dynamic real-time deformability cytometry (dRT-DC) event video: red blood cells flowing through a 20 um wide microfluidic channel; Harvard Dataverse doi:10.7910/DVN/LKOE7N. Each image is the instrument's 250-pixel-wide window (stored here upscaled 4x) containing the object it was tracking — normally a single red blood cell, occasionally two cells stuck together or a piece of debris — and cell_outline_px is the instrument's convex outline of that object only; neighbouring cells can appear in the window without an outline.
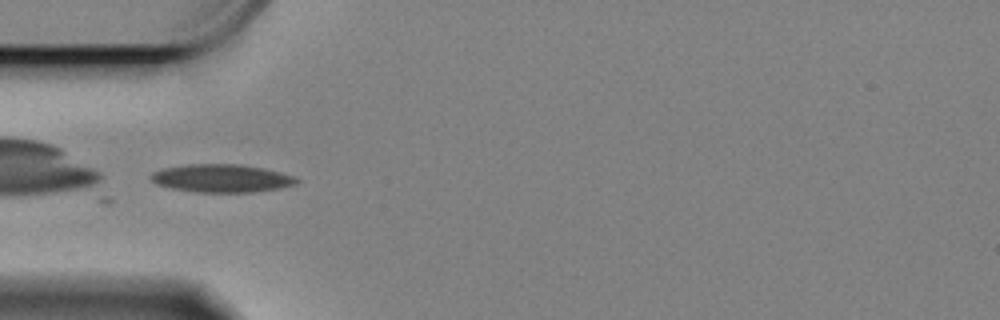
{"species": "Egyptian fruit bat (a non-hibernating species)", "species_latin": "Rousettus aegyptiacus", "temperature_condition": "cold", "stored_images_in_passage": 44, "camera_frame_rate_fps": 3000, "um_per_image_px": 0.085, "animal": {"sex": "female"}, "frame": {"image": 1, "passage_image": 1, "time_ms": 0.0, "image_size_px": [1000, 320], "cell_outline_px": [[300, 180], [296, 184], [276, 188], [252, 192], [200, 192], [172, 188], [156, 184], [152, 180], [152, 172], [164, 168], [188, 164], [240, 164], [264, 168], [280, 172], [292, 176]], "centroid_in_image_um": [18.84, 15.14], "position_along_channel_um": 66.2, "area_um2": 23.47}}
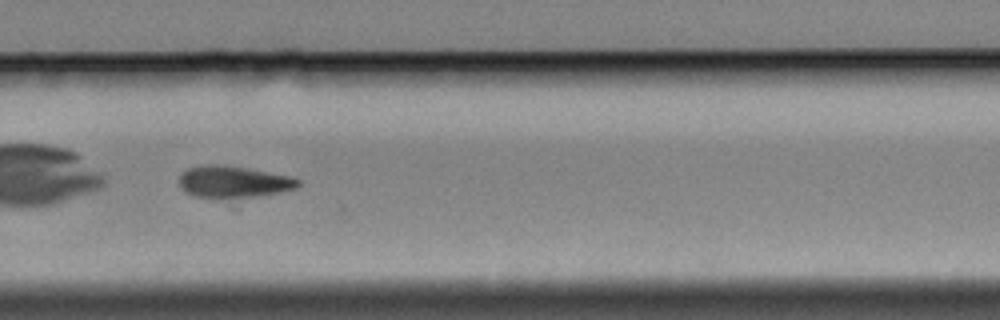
{"frame": {"image": 2, "passage_image": 23, "time_ms": 7.333, "image_size_px": [1000, 320], "cell_outline_px": [[300, 184], [296, 188], [280, 192], [256, 196], [196, 196], [180, 188], [180, 176], [188, 168], [208, 164], [220, 164], [244, 168], [288, 176], [300, 180]], "centroid_in_image_um": [19.85, 15.43], "position_along_channel_um": 310.0, "area_um2": 21.1}}
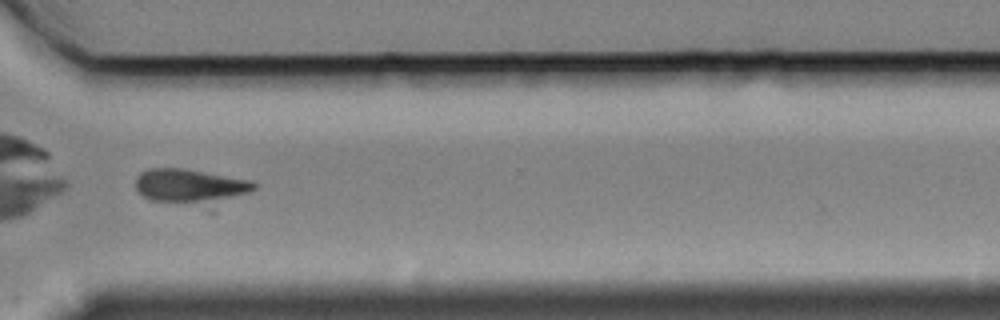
{"frame": {"image": 3, "passage_image": 27, "time_ms": 8.667, "image_size_px": [1000, 320], "cell_outline_px": [[256, 188], [212, 212], [208, 212], [152, 200], [144, 196], [136, 188], [136, 176], [140, 172], [148, 168], [184, 168], [252, 180], [256, 184]], "centroid_in_image_um": [16.3, 15.96], "position_along_channel_um": 354.3, "area_um2": 26.3}}